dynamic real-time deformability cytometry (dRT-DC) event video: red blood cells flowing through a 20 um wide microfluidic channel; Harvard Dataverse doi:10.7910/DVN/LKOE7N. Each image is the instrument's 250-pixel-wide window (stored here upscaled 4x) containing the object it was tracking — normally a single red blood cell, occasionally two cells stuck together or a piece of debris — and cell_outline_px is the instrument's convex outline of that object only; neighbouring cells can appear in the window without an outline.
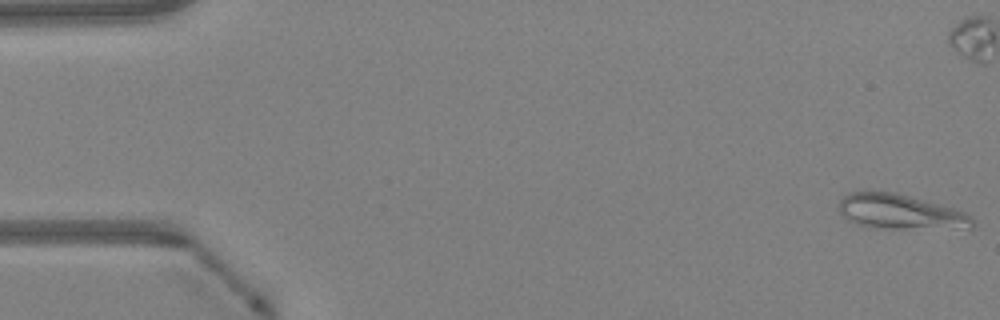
{"species": "Egyptian fruit bat (a non-hibernating species)", "species_latin": "Rousettus aegyptiacus", "temperature_condition": "warm", "stored_images_in_passage": 48, "camera_frame_rate_fps": 3000, "um_per_image_px": 0.085, "animal": {"sex": "female"}, "frame": {"image": 1, "passage_image": 1, "time_ms": 0.0, "image_size_px": [1000, 320], "cell_outline_px": [[972, 228], [876, 228], [860, 224], [848, 220], [840, 212], [840, 200], [848, 192], [868, 188], [896, 192], [952, 208], [964, 212], [972, 216]], "centroid_in_image_um": [76.45, 17.96], "position_along_channel_um": 8.5, "area_um2": 27.28}}
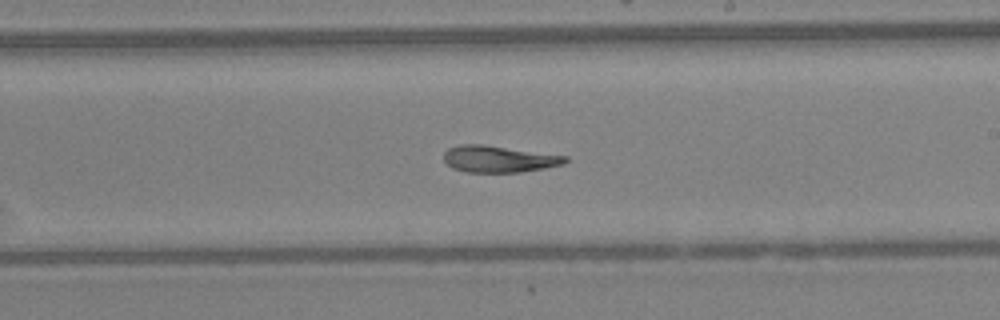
{"frame": {"image": 2, "passage_image": 28, "time_ms": 9.0, "image_size_px": [1000, 320], "cell_outline_px": [[568, 160], [564, 164], [544, 168], [520, 172], [468, 172], [452, 168], [444, 160], [444, 152], [448, 148], [460, 144], [480, 144], [568, 156]], "centroid_in_image_um": [42.39, 13.51], "position_along_channel_um": 246.6, "area_um2": 18.73}}
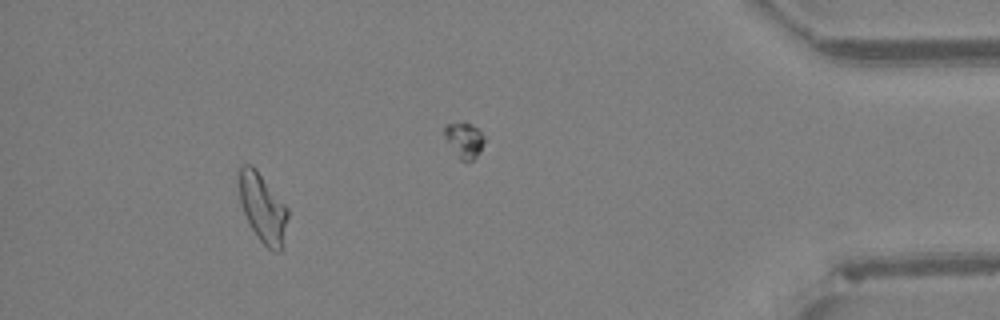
{"frame": {"image": 3, "passage_image": 44, "time_ms": 14.333, "image_size_px": [1000, 320], "cell_outline_px": [[288, 216], [280, 252], [272, 252], [256, 236], [240, 204], [240, 168], [244, 164], [252, 164], [256, 168], [288, 208]], "centroid_in_image_um": [22.34, 17.68], "position_along_channel_um": 412.9, "area_um2": 19.19}, "authors_computed_cell_mechanics": {"area_um2": 19.9121, "velocity_mm_per_s": 4.2764, "shape_relaxation_time_tau1_ms": 8.6556, "shape_relaxation_time_tau2_ms": 5.5966, "deformation_change_tau1": 0.2217, "deformation_change_tau2": 0.1177}}